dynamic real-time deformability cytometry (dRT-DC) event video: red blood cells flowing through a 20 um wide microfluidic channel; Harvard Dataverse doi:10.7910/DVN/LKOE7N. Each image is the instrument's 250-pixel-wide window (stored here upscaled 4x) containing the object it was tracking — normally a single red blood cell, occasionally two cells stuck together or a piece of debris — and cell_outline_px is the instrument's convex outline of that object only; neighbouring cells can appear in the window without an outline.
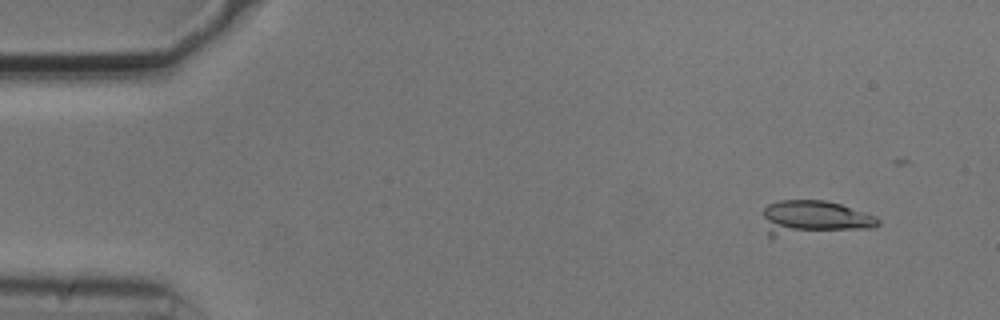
{"species": "common noctule bat (a hibernating species)", "species_latin": "Nyctalus noctula", "temperature_condition": "cold", "stored_images_in_passage": 29, "camera_frame_rate_fps": 3000, "um_per_image_px": 0.085, "animal": {"sex": "male", "body_mass_g": 20.5, "forearm_length_mm": 52.5}, "frame": {"image": 1, "passage_image": 5, "time_ms": 1.333, "image_size_px": [1000, 320], "cell_outline_px": [[880, 224], [872, 228], [772, 240], [768, 236], [764, 216], [764, 208], [768, 204], [780, 200], [824, 200], [840, 204], [876, 216], [880, 220]], "centroid_in_image_um": [69.14, 18.59], "position_along_channel_um": 15.9, "area_um2": 24.22}}